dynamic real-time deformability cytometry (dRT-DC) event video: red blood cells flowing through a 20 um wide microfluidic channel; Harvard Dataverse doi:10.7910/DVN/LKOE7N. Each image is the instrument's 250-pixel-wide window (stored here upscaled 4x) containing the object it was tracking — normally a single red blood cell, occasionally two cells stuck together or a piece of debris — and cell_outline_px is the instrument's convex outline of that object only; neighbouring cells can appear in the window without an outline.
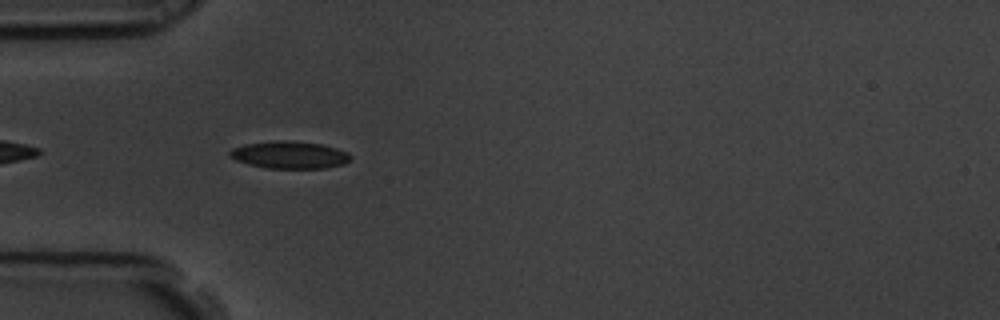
{"species": "common noctule bat (a hibernating species)", "species_latin": "Nyctalus noctula", "temperature_condition": "room temperature", "stored_images_in_passage": 6, "camera_frame_rate_fps": 3000, "um_per_image_px": 0.085, "animal": {"sex": "male", "body_mass_g": 19.5, "forearm_length_mm": 54.6}, "frame": {"image": 1, "passage_image": 5, "time_ms": 1.333, "image_size_px": [1000, 320], "cell_outline_px": [[352, 156], [344, 164], [324, 168], [264, 168], [236, 160], [228, 156], [228, 152], [232, 148], [244, 144], [272, 140], [292, 140], [320, 144], [336, 148], [348, 152]], "centroid_in_image_um": [24.58, 13.15], "position_along_channel_um": 60.4, "area_um2": 19.36}}
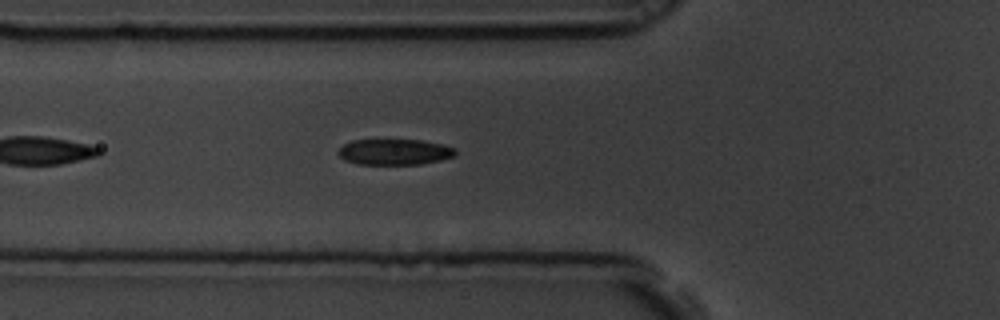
{"frame": {"image": 2, "passage_image": 6, "time_ms": 1.667, "image_size_px": [1000, 320], "cell_outline_px": [[456, 156], [440, 160], [420, 164], [356, 164], [344, 160], [336, 152], [344, 144], [352, 140], [420, 140], [444, 144], [456, 148]], "centroid_in_image_um": [33.55, 12.91], "position_along_channel_um": 92.3, "area_um2": 17.74}}